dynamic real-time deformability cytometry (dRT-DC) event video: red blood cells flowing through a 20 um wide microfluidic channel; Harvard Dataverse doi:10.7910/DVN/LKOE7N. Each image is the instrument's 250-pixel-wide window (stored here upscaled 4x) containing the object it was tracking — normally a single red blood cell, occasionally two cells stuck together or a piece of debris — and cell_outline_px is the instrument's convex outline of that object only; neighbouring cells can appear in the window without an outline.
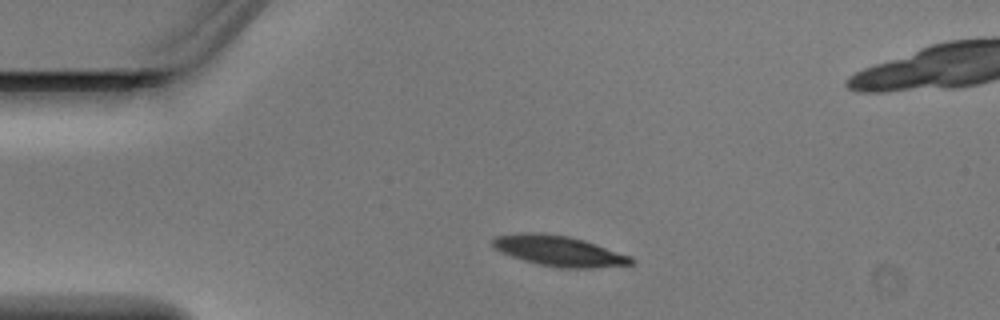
{"species": "Egyptian fruit bat (a non-hibernating species)", "species_latin": "Rousettus aegyptiacus", "temperature_condition": "warm", "stored_images_in_passage": 3, "camera_frame_rate_fps": 3000, "um_per_image_px": 0.085, "animal": {"sex": "male"}, "frame": {"image": 1, "passage_image": 2, "time_ms": 0.333, "image_size_px": [1000, 320], "cell_outline_px": [[636, 260], [632, 264], [592, 268], [556, 268], [524, 260], [500, 252], [492, 244], [492, 240], [496, 236], [524, 232], [540, 232], [568, 236], [584, 240], [632, 256]], "centroid_in_image_um": [47.54, 21.33], "position_along_channel_um": 37.5, "area_um2": 24.57}}